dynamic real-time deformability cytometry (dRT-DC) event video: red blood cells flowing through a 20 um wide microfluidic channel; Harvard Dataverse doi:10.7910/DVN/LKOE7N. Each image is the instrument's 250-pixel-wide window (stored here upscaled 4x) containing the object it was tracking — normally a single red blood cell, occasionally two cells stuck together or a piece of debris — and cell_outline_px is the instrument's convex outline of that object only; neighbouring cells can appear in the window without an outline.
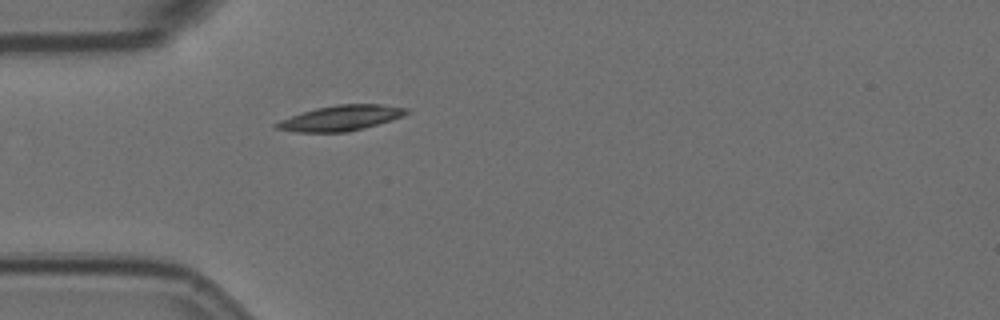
{"species": "Egyptian fruit bat (a non-hibernating species)", "species_latin": "Rousettus aegyptiacus", "temperature_condition": "room temperature", "stored_images_in_passage": 1, "camera_frame_rate_fps": 3000, "um_per_image_px": 0.085, "animal": {"sex": "female"}, "frame": {"image": 1, "passage_image": 1, "time_ms": 0.0, "image_size_px": [1000, 320], "cell_outline_px": [[408, 112], [404, 116], [364, 128], [348, 132], [296, 132], [276, 128], [272, 124], [280, 120], [316, 108], [336, 104], [380, 104], [408, 108]], "centroid_in_image_um": [28.98, 10.03], "position_along_channel_um": 56.0, "area_um2": 19.07}}